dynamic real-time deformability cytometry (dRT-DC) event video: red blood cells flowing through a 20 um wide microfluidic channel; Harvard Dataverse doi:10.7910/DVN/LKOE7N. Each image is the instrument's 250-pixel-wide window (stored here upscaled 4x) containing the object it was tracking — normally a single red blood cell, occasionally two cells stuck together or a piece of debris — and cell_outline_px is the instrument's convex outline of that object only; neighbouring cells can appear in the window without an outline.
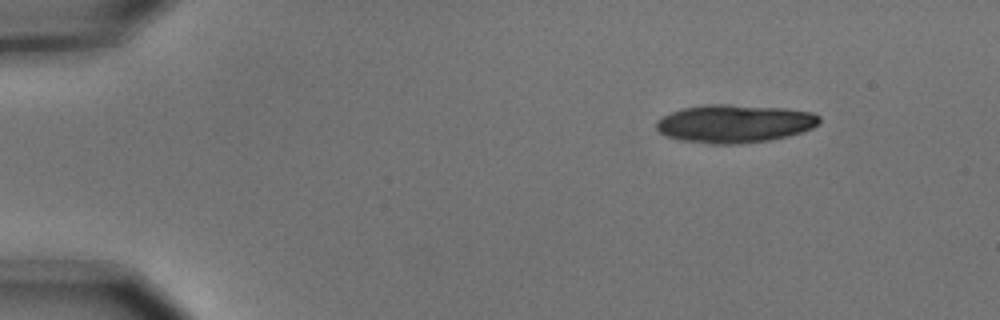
{"species": "common noctule bat (a hibernating species)", "species_latin": "Nyctalus noctula", "temperature_condition": "cold", "stored_images_in_passage": 3, "camera_frame_rate_fps": 3000, "um_per_image_px": 0.085, "animal": {"sex": "male", "body_mass_g": 15.6}, "frame": {"image": 1, "passage_image": 1, "time_ms": 0.0, "image_size_px": [1000, 320], "cell_outline_px": [[820, 124], [812, 128], [788, 136], [768, 140], [736, 144], [708, 144], [680, 140], [664, 136], [656, 128], [656, 120], [672, 112], [684, 108], [704, 104], [728, 104], [784, 108], [812, 112], [820, 116]], "centroid_in_image_um": [62.43, 10.51], "position_along_channel_um": 22.6, "area_um2": 36.36}}